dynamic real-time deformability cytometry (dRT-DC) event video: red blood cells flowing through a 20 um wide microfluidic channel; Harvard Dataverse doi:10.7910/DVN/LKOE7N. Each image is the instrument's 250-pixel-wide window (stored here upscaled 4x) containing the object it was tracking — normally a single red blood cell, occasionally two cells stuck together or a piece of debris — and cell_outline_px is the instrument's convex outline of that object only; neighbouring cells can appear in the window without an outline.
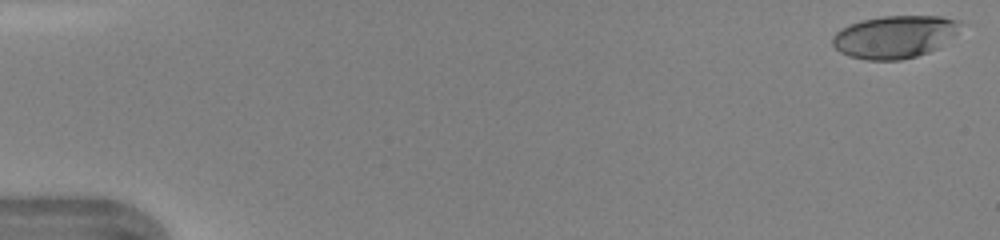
{"species": "human", "species_latin": "Homo sapiens", "temperature_condition": "warm", "stored_images_in_passage": 46, "camera_frame_rate_fps": 3000, "um_per_image_px": 0.085, "donor": {"sex": "female"}, "frame": {"image": 1, "passage_image": 1, "time_ms": 0.0, "image_size_px": [1000, 240], "cell_outline_px": [[960, 24], [956, 32], [936, 48], [928, 52], [916, 56], [900, 60], [868, 60], [848, 56], [840, 52], [832, 44], [832, 36], [840, 28], [864, 20], [884, 16], [940, 16], [960, 20]], "centroid_in_image_um": [75.99, 3.13], "position_along_channel_um": 9.0, "area_um2": 31.33}}
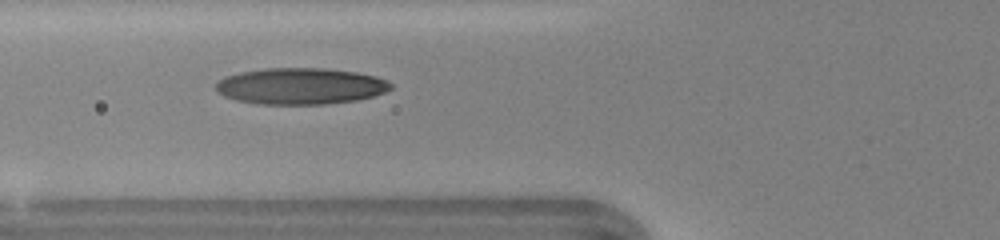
{"frame": {"image": 2, "passage_image": 18, "time_ms": 5.667, "image_size_px": [1000, 240], "cell_outline_px": [[392, 88], [384, 92], [372, 96], [356, 100], [324, 104], [256, 104], [236, 100], [224, 96], [216, 88], [216, 80], [224, 76], [240, 72], [264, 68], [328, 68], [356, 72], [376, 76], [388, 80], [392, 84]], "centroid_in_image_um": [25.53, 7.31], "position_along_channel_um": 100.3, "area_um2": 37.28}}
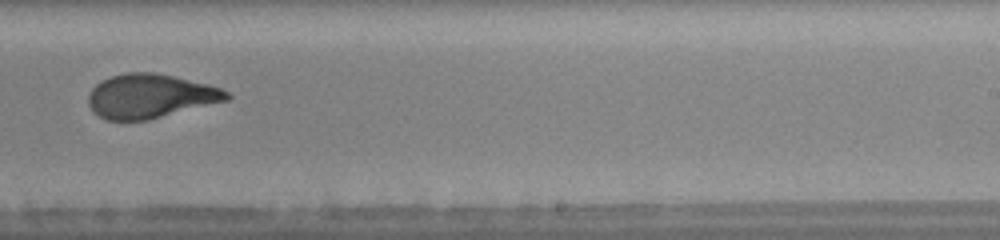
{"frame": {"image": 3, "passage_image": 30, "time_ms": 9.667, "image_size_px": [1000, 240], "cell_outline_px": [[232, 96], [228, 100], [148, 120], [104, 120], [88, 104], [88, 96], [92, 88], [96, 84], [112, 76], [124, 72], [156, 72], [208, 84], [220, 88], [228, 92]], "centroid_in_image_um": [12.78, 8.16], "position_along_channel_um": 276.2, "area_um2": 35.37}, "authors_computed_cell_mechanics": {"area_um2": 35.6915, "velocity_mm_per_s": 4.3985, "shape_relaxation_time_tau1_ms": 5.737, "shape_relaxation_time_tau2_ms": 1.0962, "deformation_change_tau1": 0.2373, "deformation_change_tau2": 0.0864}}